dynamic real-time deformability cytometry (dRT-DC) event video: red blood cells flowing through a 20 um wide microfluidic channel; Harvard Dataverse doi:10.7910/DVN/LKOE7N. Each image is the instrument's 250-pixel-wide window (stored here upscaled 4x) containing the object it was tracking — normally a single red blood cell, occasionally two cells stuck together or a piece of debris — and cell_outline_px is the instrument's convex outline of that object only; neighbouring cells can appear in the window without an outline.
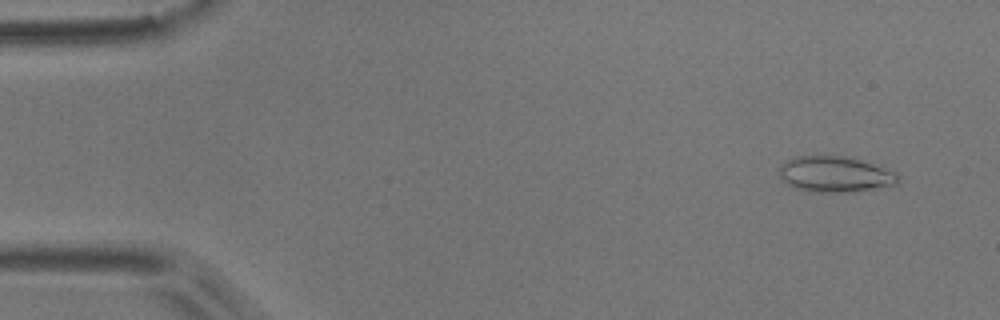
{"species": "common noctule bat (a hibernating species)", "species_latin": "Nyctalus noctula", "temperature_condition": "room temperature", "stored_images_in_passage": 5, "camera_frame_rate_fps": 3000, "um_per_image_px": 0.085, "animal": {"sex": "male", "body_mass_g": 17.9}, "frame": {"image": 1, "passage_image": 2, "time_ms": 0.333, "image_size_px": [1000, 320], "cell_outline_px": [[900, 176], [896, 184], [852, 192], [808, 192], [792, 188], [780, 180], [780, 164], [796, 156], [844, 156], [860, 160], [896, 172]], "centroid_in_image_um": [70.92, 14.83], "position_along_channel_um": 14.1, "area_um2": 24.85}}